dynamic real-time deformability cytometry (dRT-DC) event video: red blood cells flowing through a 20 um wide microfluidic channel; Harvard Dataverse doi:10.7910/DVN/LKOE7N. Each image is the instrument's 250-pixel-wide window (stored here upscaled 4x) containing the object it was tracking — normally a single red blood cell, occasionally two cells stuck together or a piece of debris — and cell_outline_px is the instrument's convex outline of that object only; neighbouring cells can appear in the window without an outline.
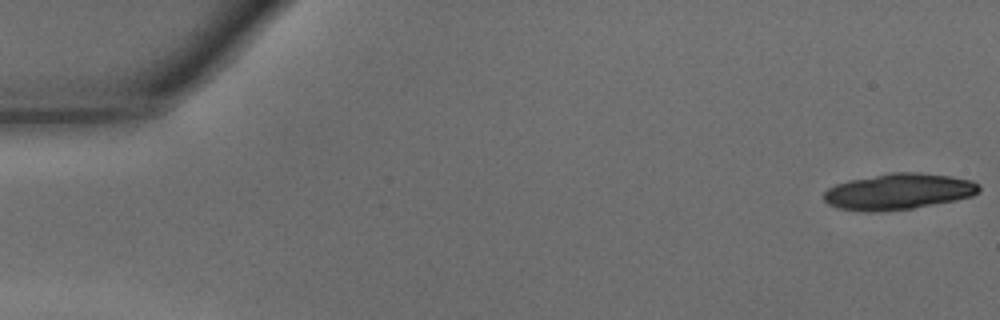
{"species": "common noctule bat (a hibernating species)", "species_latin": "Nyctalus noctula", "temperature_condition": "warm", "stored_images_in_passage": 17, "camera_frame_rate_fps": 3000, "um_per_image_px": 0.085, "animal": {"sex": "male", "body_mass_g": 15.6}, "frame": {"image": 1, "passage_image": 1, "time_ms": 0.0, "image_size_px": [1000, 320], "cell_outline_px": [[980, 192], [972, 196], [956, 200], [912, 208], [884, 212], [864, 212], [836, 208], [828, 204], [824, 200], [824, 192], [828, 188], [836, 184], [848, 180], [892, 172], [920, 172], [948, 176], [972, 180], [980, 184]], "centroid_in_image_um": [76.36, 16.29], "position_along_channel_um": 8.6, "area_um2": 32.95}}